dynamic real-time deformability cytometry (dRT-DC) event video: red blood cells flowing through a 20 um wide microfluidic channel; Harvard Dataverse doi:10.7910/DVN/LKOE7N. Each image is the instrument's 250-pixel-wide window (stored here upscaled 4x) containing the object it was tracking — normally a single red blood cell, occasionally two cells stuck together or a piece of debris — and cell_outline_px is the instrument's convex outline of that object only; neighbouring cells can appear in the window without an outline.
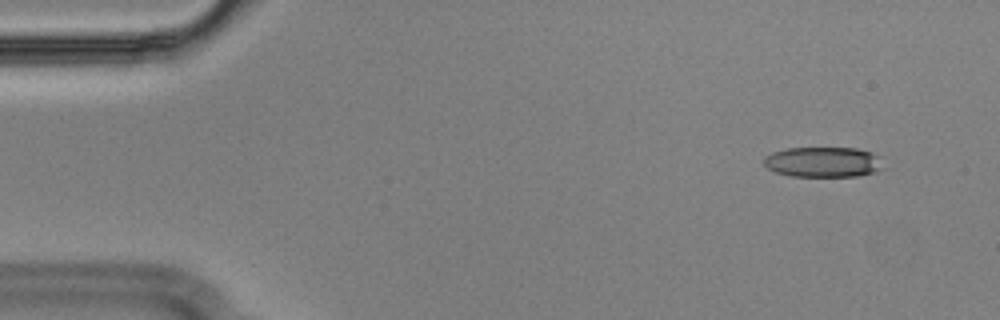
{"species": "Egyptian fruit bat (a non-hibernating species)", "species_latin": "Rousettus aegyptiacus", "temperature_condition": "cold", "stored_images_in_passage": 52, "camera_frame_rate_fps": 3000, "um_per_image_px": 0.085, "animal": {"sex": "male"}, "frame": {"image": 1, "passage_image": 1, "time_ms": 0.0, "image_size_px": [1000, 320], "cell_outline_px": [[884, 168], [876, 172], [856, 176], [792, 176], [776, 172], [768, 168], [764, 164], [764, 156], [772, 152], [788, 148], [856, 148], [872, 152], [876, 156]], "centroid_in_image_um": [69.95, 13.77], "position_along_channel_um": 15.0, "area_um2": 20.98}}
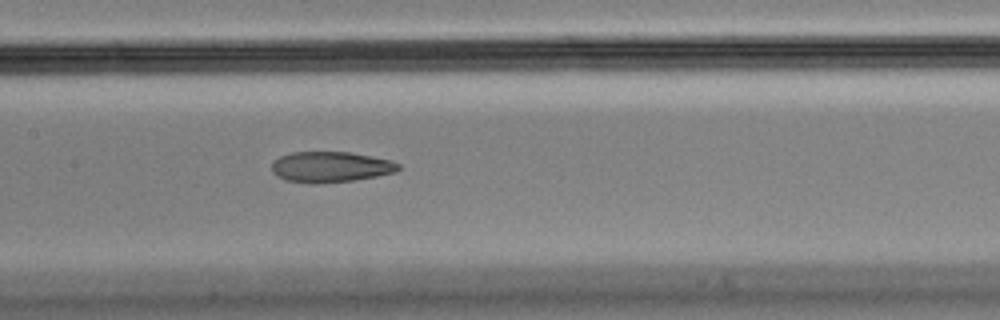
{"frame": {"image": 2, "passage_image": 23, "time_ms": 7.333, "image_size_px": [1000, 320], "cell_outline_px": [[400, 168], [396, 172], [376, 176], [352, 180], [316, 184], [312, 184], [284, 180], [276, 176], [272, 172], [272, 164], [280, 156], [292, 152], [352, 152], [392, 160], [400, 164]], "centroid_in_image_um": [28.1, 14.19], "position_along_channel_um": 179.3, "area_um2": 22.77}}
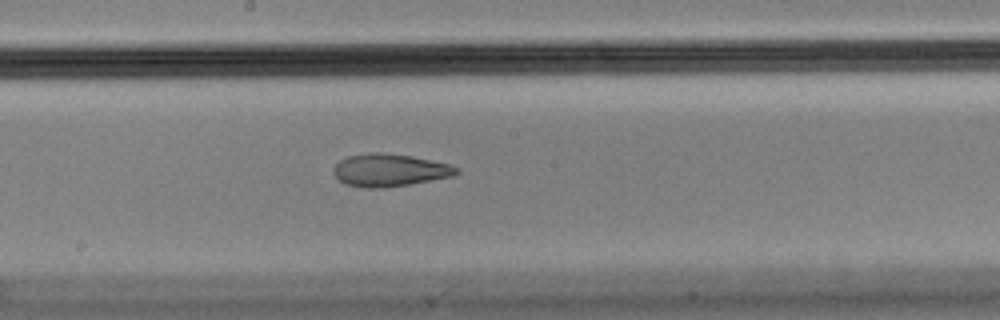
{"frame": {"image": 3, "passage_image": 26, "time_ms": 8.333, "image_size_px": [1000, 320], "cell_outline_px": [[460, 172], [452, 176], [408, 184], [380, 188], [364, 188], [344, 184], [332, 172], [332, 168], [340, 160], [348, 156], [368, 152], [380, 152], [412, 156], [432, 160], [448, 164], [460, 168]], "centroid_in_image_um": [33.09, 14.45], "position_along_channel_um": 215.1, "area_um2": 23.35}, "authors_computed_cell_mechanics": {"area_um2": 23.5246, "velocity_mm_per_s": 3.5909, "shape_relaxation_time_tau1_ms": null, "shape_relaxation_time_tau2_ms": 2.5285, "deformation_change_tau1": null, "deformation_change_tau2": 0.0955}}